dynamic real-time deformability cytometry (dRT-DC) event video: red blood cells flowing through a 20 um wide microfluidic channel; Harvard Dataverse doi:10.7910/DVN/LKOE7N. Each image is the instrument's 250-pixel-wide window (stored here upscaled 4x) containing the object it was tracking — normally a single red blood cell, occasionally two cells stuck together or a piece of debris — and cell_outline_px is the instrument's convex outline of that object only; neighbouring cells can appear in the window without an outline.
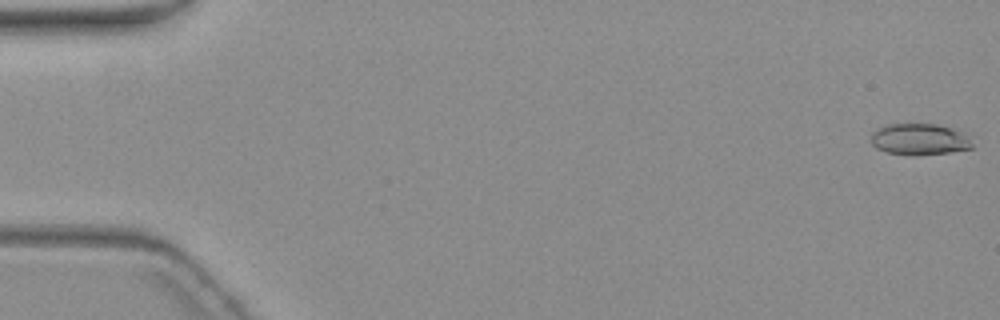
{"species": "common noctule bat (a hibernating species)", "species_latin": "Nyctalus noctula", "temperature_condition": "warm", "stored_images_in_passage": 9, "camera_frame_rate_fps": 3000, "um_per_image_px": 0.085, "animal": {"sex": "female", "body_mass_g": 19.3, "forearm_length_mm": 54.1}, "frame": {"image": 1, "passage_image": 1, "time_ms": 0.0, "image_size_px": [1000, 320], "cell_outline_px": [[972, 148], [948, 152], [912, 156], [888, 152], [876, 148], [872, 144], [872, 132], [876, 128], [884, 124], [904, 120], [936, 124], [952, 128], [964, 132], [972, 144]], "centroid_in_image_um": [78.09, 11.78], "position_along_channel_um": 6.9, "area_um2": 19.31}}
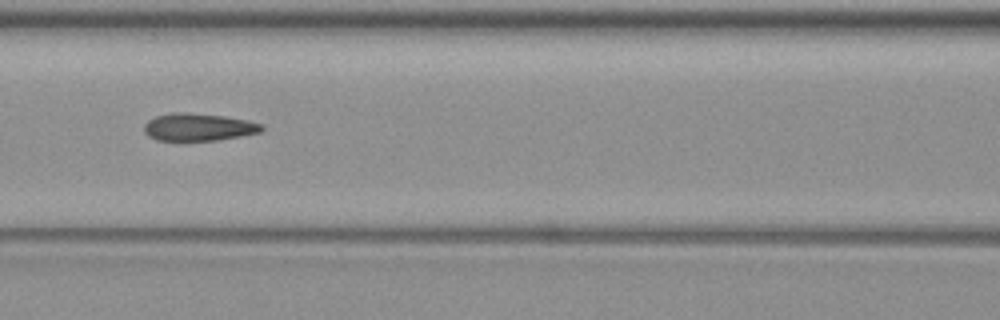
{"frame": {"image": 2, "passage_image": 8, "time_ms": 8.333, "image_size_px": [1000, 320], "cell_outline_px": [[264, 128], [260, 132], [240, 136], [216, 140], [180, 144], [156, 140], [148, 136], [144, 132], [144, 124], [148, 120], [156, 116], [172, 112], [188, 112], [224, 116], [248, 120], [264, 124]], "centroid_in_image_um": [16.81, 10.84], "position_along_channel_um": 149.8, "area_um2": 19.77}}
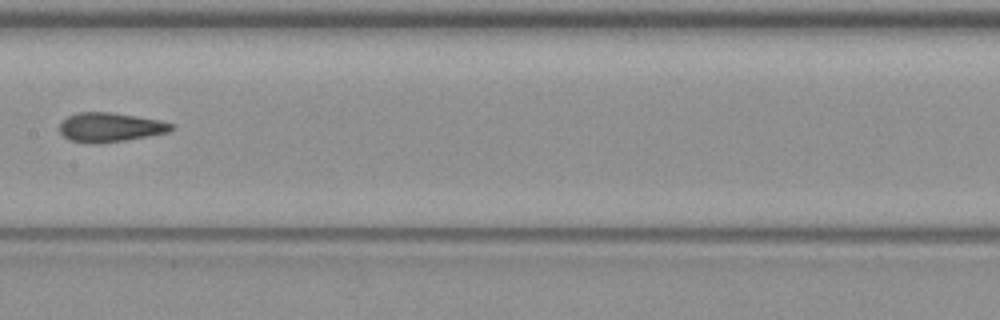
{"frame": {"image": 3, "passage_image": 9, "time_ms": 9.667, "image_size_px": [1000, 320], "cell_outline_px": [[172, 128], [168, 132], [148, 136], [100, 144], [88, 144], [68, 140], [60, 132], [60, 124], [68, 116], [76, 112], [108, 112], [160, 120], [172, 124]], "centroid_in_image_um": [9.31, 10.83], "position_along_channel_um": 198.1, "area_um2": 18.96}}